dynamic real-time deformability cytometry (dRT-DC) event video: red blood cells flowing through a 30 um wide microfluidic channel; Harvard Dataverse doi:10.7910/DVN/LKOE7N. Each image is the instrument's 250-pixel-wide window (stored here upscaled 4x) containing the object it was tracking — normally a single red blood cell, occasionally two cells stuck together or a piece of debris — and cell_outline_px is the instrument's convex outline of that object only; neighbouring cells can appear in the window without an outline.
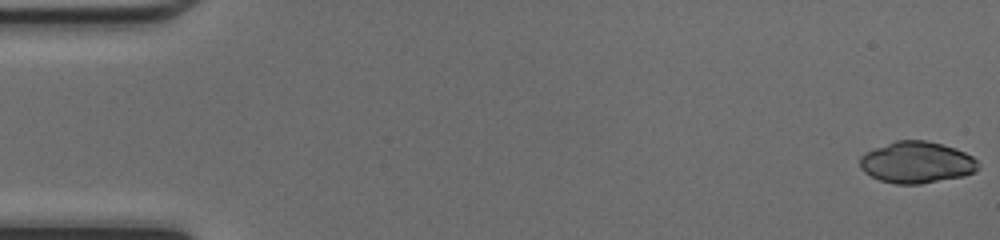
{"species": "common noctule bat (a hibernating species)", "species_latin": "Nyctalus noctula", "temperature_condition": "cold", "stored_images_in_passage": 48, "camera_frame_rate_fps": 3000, "um_per_image_px": 0.085, "animal": {"sex": "female", "body_mass_g": 17.0, "forearm_length_mm": 48.0}, "frame": {"image": 1, "passage_image": 1, "time_ms": 0.0, "image_size_px": [1000, 240], "cell_outline_px": [[980, 168], [964, 176], [920, 184], [896, 184], [880, 180], [864, 172], [860, 168], [860, 156], [876, 148], [896, 140], [924, 140], [940, 144], [964, 152], [972, 156], [980, 164]], "centroid_in_image_um": [77.92, 13.81], "position_along_channel_um": 7.1, "area_um2": 28.38}}
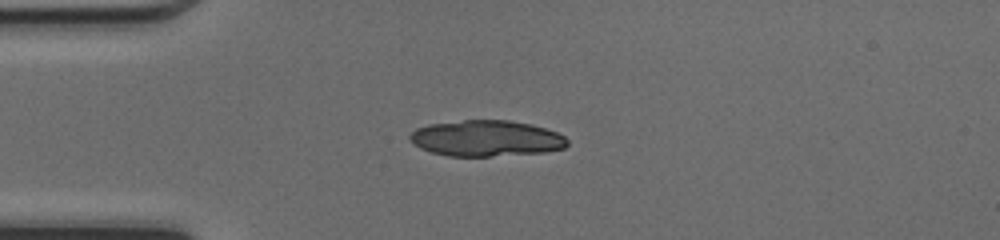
{"frame": {"image": 2, "passage_image": 13, "time_ms": 4.0, "image_size_px": [1000, 240], "cell_outline_px": [[568, 144], [564, 148], [544, 152], [492, 156], [448, 156], [432, 152], [420, 148], [408, 136], [416, 128], [428, 124], [464, 120], [508, 120], [528, 124], [544, 128], [556, 132], [564, 136], [568, 140]], "centroid_in_image_um": [41.33, 11.76], "position_along_channel_um": 43.7, "area_um2": 32.83}}